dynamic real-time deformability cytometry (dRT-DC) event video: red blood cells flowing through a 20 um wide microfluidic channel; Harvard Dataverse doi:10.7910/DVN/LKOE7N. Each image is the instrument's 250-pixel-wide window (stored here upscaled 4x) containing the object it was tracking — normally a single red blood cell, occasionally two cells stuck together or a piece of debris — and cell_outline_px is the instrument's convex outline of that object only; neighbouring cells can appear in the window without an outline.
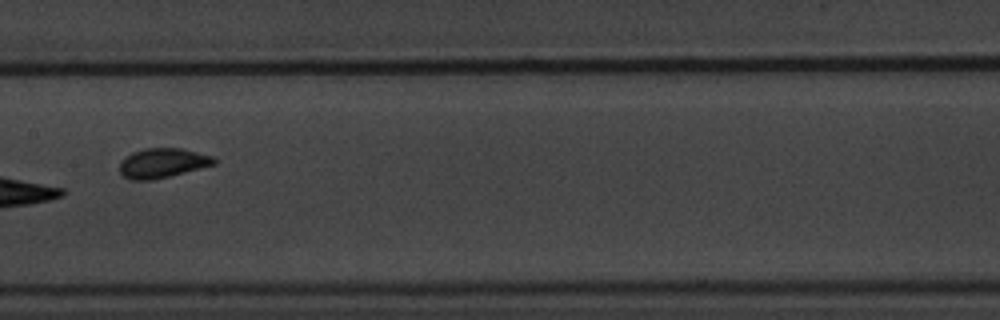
{"species": "common noctule bat (a hibernating species)", "species_latin": "Nyctalus noctula", "temperature_condition": "warm", "stored_images_in_passage": 12, "camera_frame_rate_fps": 3000, "um_per_image_px": 0.085, "animal": {"sex": "male", "body_mass_g": 20.1, "forearm_length_mm": 53.5}, "frame": {"image": 1, "passage_image": 9, "time_ms": 10.667, "image_size_px": [1000, 320], "cell_outline_px": [[216, 164], [152, 180], [132, 180], [120, 176], [120, 160], [124, 156], [132, 152], [144, 148], [180, 148], [212, 156], [216, 160]], "centroid_in_image_um": [13.75, 13.85], "position_along_channel_um": 193.7, "area_um2": 16.3}}